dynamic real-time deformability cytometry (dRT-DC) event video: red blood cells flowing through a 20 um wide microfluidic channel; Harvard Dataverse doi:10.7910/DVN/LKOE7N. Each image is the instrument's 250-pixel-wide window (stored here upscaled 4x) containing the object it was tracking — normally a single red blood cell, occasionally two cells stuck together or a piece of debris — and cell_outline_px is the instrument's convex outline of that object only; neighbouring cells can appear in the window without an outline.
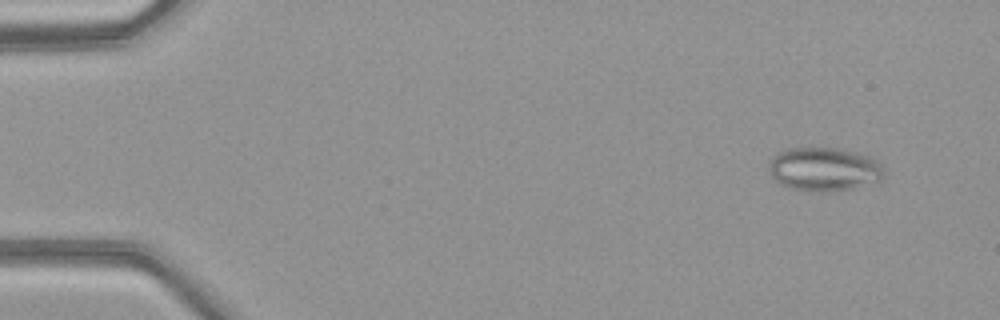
{"species": "common noctule bat (a hibernating species)", "species_latin": "Nyctalus noctula", "temperature_condition": "warm", "stored_images_in_passage": 50, "camera_frame_rate_fps": 3000, "um_per_image_px": 0.085, "animal": {"sex": "female", "body_mass_g": 21.9}, "frame": {"image": 1, "passage_image": 4, "time_ms": 1.0, "image_size_px": [1000, 320], "cell_outline_px": [[884, 172], [880, 184], [828, 192], [824, 192], [792, 188], [780, 184], [772, 176], [768, 168], [768, 164], [772, 156], [776, 152], [788, 148], [808, 144], [840, 148], [872, 156], [880, 160], [884, 168]], "centroid_in_image_um": [70.1, 14.33], "position_along_channel_um": 14.9, "area_um2": 30.81}}
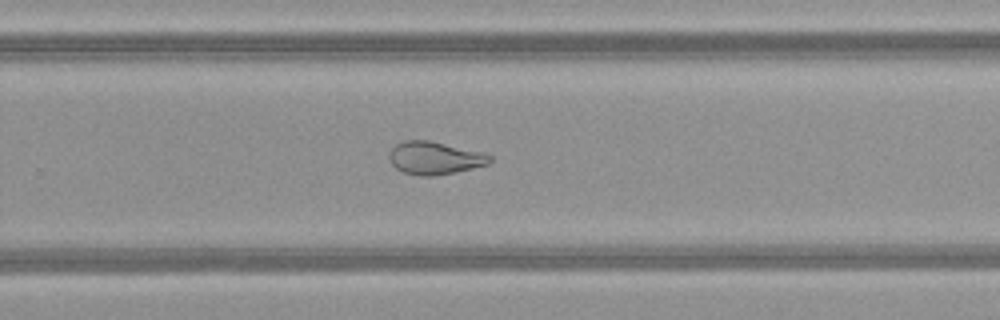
{"frame": {"image": 2, "passage_image": 33, "time_ms": 10.667, "image_size_px": [1000, 320], "cell_outline_px": [[492, 160], [488, 164], [456, 172], [432, 176], [420, 176], [404, 172], [396, 168], [392, 164], [388, 156], [388, 152], [396, 144], [404, 140], [428, 140], [484, 152], [492, 156]], "centroid_in_image_um": [36.95, 13.42], "position_along_channel_um": 292.9, "area_um2": 19.31}}
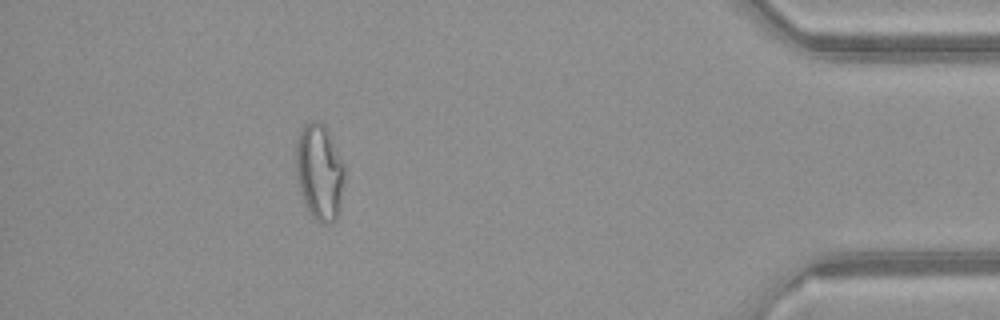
{"frame": {"image": 3, "passage_image": 45, "time_ms": 14.667, "image_size_px": [1000, 320], "cell_outline_px": [[344, 184], [340, 208], [336, 220], [332, 224], [320, 224], [308, 212], [304, 204], [300, 192], [296, 172], [296, 140], [304, 124], [312, 120], [316, 120], [324, 124], [344, 164]], "centroid_in_image_um": [27.15, 14.66], "position_along_channel_um": 408.0, "area_um2": 27.57}, "authors_computed_cell_mechanics": {"area_um2": 25.6343, "velocity_mm_per_s": 4.1424, "shape_relaxation_time_tau1_ms": null, "shape_relaxation_time_tau2_ms": 1.4861, "deformation_change_tau1": null, "deformation_change_tau2": 0.0891}}